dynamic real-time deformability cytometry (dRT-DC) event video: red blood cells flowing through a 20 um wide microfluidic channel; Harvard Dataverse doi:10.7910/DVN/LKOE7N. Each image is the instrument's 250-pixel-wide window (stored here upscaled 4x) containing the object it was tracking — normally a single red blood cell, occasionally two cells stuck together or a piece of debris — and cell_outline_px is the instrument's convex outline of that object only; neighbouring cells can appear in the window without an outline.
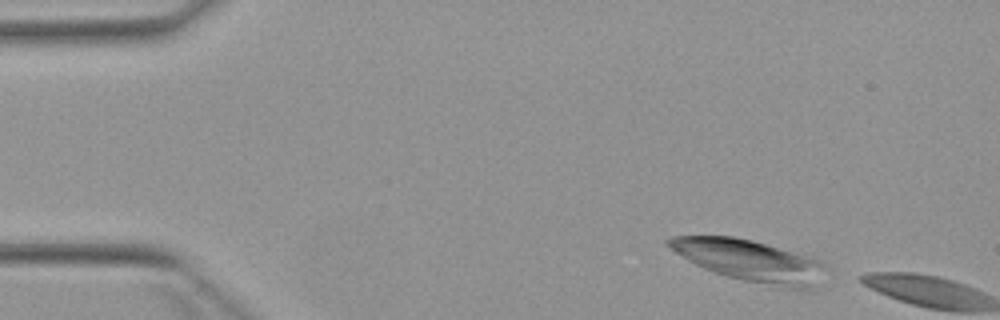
{"species": "Egyptian fruit bat (a non-hibernating species)", "species_latin": "Rousettus aegyptiacus", "temperature_condition": "warm", "stored_images_in_passage": 2, "camera_frame_rate_fps": 3000, "um_per_image_px": 0.085, "animal": {"sex": "female"}, "frame": {"image": 1, "passage_image": 1, "time_ms": 0.0, "image_size_px": [1000, 320], "cell_outline_px": [[824, 264], [816, 288], [808, 292], [744, 280], [728, 276], [704, 268], [688, 260], [664, 244], [664, 240], [672, 236], [732, 236], [752, 240], [812, 256], [820, 260]], "centroid_in_image_um": [63.76, 22.15], "position_along_channel_um": 21.2, "area_um2": 38.03}}